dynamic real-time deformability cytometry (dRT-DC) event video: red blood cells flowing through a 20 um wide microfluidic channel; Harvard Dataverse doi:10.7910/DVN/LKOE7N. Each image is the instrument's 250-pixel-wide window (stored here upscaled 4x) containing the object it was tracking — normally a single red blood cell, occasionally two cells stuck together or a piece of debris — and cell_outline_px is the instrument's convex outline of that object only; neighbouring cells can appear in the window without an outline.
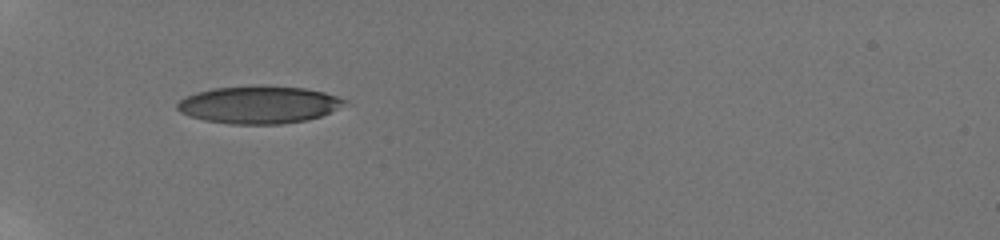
{"species": "human", "species_latin": "Homo sapiens", "temperature_condition": "room temperature", "stored_images_in_passage": 93, "camera_frame_rate_fps": 3000, "um_per_image_px": 0.085, "donor": {"sex": "male"}, "frame": {"image": 1, "passage_image": 1, "time_ms": 0.0, "image_size_px": [1000, 240], "cell_outline_px": [[348, 100], [336, 108], [320, 116], [304, 120], [280, 124], [228, 124], [204, 120], [188, 116], [180, 112], [176, 108], [176, 104], [180, 100], [196, 92], [212, 88], [304, 88], [324, 92]], "centroid_in_image_um": [21.93, 8.94], "position_along_channel_um": 63.1, "area_um2": 35.32}}
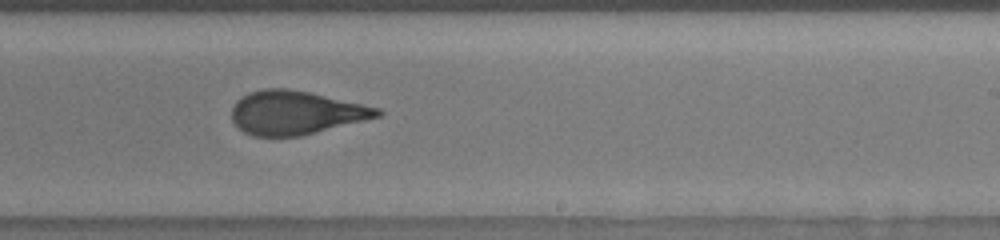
{"frame": {"image": 2, "passage_image": 48, "time_ms": 5.667, "image_size_px": [1000, 240], "cell_outline_px": [[384, 112], [380, 116], [300, 136], [252, 136], [244, 132], [232, 120], [232, 108], [236, 100], [240, 96], [248, 92], [264, 88], [288, 88], [312, 92], [380, 108]], "centroid_in_image_um": [25.11, 9.55], "position_along_channel_um": 263.9, "area_um2": 37.11}}
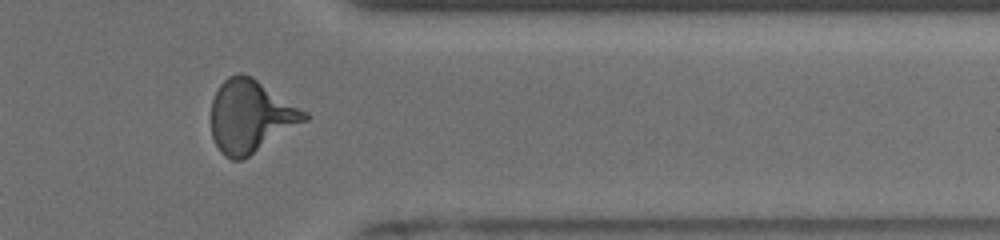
{"frame": {"image": 3, "passage_image": 72, "time_ms": 9.0, "image_size_px": [1000, 240], "cell_outline_px": [[312, 116], [308, 120], [248, 156], [240, 160], [232, 160], [224, 156], [220, 152], [212, 136], [212, 100], [220, 84], [228, 76], [240, 72], [244, 72], [252, 76], [308, 112]], "centroid_in_image_um": [21.32, 9.86], "position_along_channel_um": 390.1, "area_um2": 39.48}, "authors_computed_cell_mechanics": {"area_um2": 37.3388, "velocity_mm_per_s": 3.874, "shape_relaxation_time_tau1_ms": 5.8329, "shape_relaxation_time_tau2_ms": 0.955, "deformation_change_tau1": 0.2238, "deformation_change_tau2": 0.0782}}